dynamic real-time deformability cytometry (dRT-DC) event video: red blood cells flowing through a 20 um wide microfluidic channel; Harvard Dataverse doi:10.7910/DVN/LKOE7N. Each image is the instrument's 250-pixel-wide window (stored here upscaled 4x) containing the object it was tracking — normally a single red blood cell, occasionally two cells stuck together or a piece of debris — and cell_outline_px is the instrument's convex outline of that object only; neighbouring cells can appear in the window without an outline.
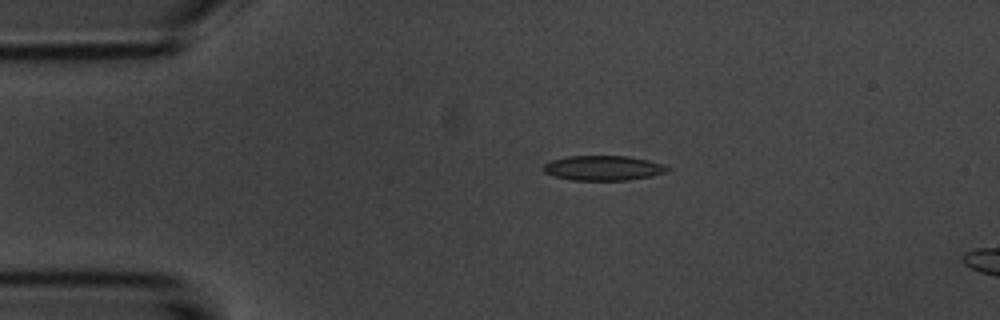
{"species": "common noctule bat (a hibernating species)", "species_latin": "Nyctalus noctula", "temperature_condition": "room temperature", "stored_images_in_passage": 8, "camera_frame_rate_fps": 3000, "um_per_image_px": 0.085, "animal": {"sex": "male", "body_mass_g": 20.1, "forearm_length_mm": 53.5}, "frame": {"image": 1, "passage_image": 4, "time_ms": 3.333, "image_size_px": [1000, 320], "cell_outline_px": [[668, 172], [652, 176], [628, 180], [572, 180], [552, 176], [544, 172], [544, 164], [552, 160], [568, 156], [628, 156], [648, 160], [664, 164], [668, 168]], "centroid_in_image_um": [51.28, 14.28], "position_along_channel_um": 33.7, "area_um2": 17.98}}
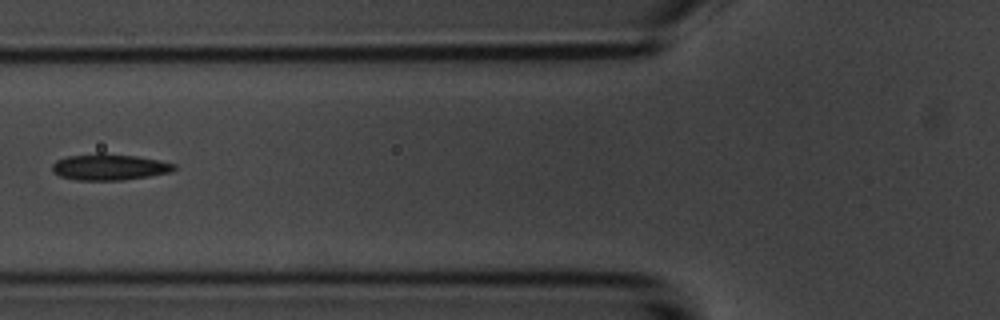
{"frame": {"image": 2, "passage_image": 7, "time_ms": 6.667, "image_size_px": [1000, 320], "cell_outline_px": [[176, 168], [172, 172], [148, 176], [120, 180], [76, 180], [60, 176], [52, 172], [52, 164], [56, 160], [68, 156], [96, 152], [104, 152], [136, 156], [160, 160], [176, 164]], "centroid_in_image_um": [9.28, 14.18], "position_along_channel_um": 116.5, "area_um2": 18.9}}
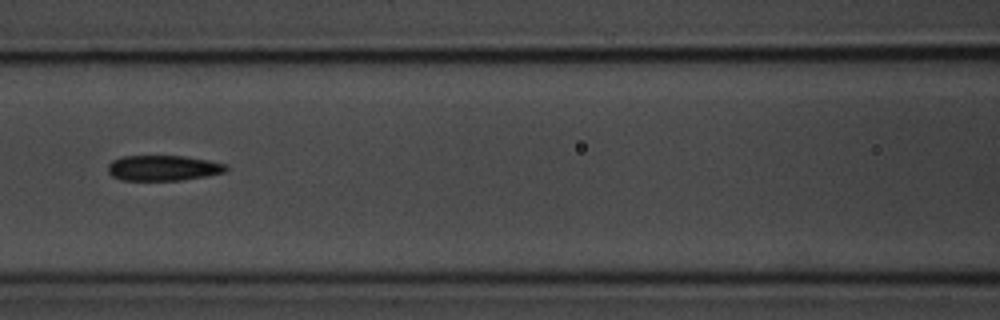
{"frame": {"image": 3, "passage_image": 8, "time_ms": 7.667, "image_size_px": [1000, 320], "cell_outline_px": [[228, 168], [224, 172], [208, 176], [180, 180], [120, 180], [112, 176], [108, 172], [108, 164], [112, 160], [120, 156], [184, 156], [208, 160], [228, 164]], "centroid_in_image_um": [13.87, 14.27], "position_along_channel_um": 152.7, "area_um2": 17.63}}